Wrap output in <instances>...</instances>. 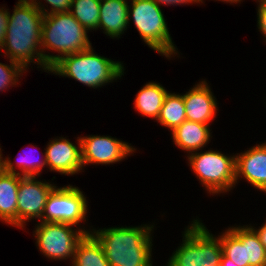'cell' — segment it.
I'll return each instance as SVG.
<instances>
[{"instance_id": "obj_28", "label": "cell", "mask_w": 266, "mask_h": 266, "mask_svg": "<svg viewBox=\"0 0 266 266\" xmlns=\"http://www.w3.org/2000/svg\"><path fill=\"white\" fill-rule=\"evenodd\" d=\"M157 5H159L161 8L168 7V6H188V5H197L201 6L200 0H153ZM164 6V7H163Z\"/></svg>"}, {"instance_id": "obj_33", "label": "cell", "mask_w": 266, "mask_h": 266, "mask_svg": "<svg viewBox=\"0 0 266 266\" xmlns=\"http://www.w3.org/2000/svg\"><path fill=\"white\" fill-rule=\"evenodd\" d=\"M264 97H265V98L263 99L262 102L265 104V105H264V108H266V101L264 102V100H266V96H264Z\"/></svg>"}, {"instance_id": "obj_4", "label": "cell", "mask_w": 266, "mask_h": 266, "mask_svg": "<svg viewBox=\"0 0 266 266\" xmlns=\"http://www.w3.org/2000/svg\"><path fill=\"white\" fill-rule=\"evenodd\" d=\"M90 34L70 12L44 16L41 51L45 64L51 68L62 57L92 47Z\"/></svg>"}, {"instance_id": "obj_15", "label": "cell", "mask_w": 266, "mask_h": 266, "mask_svg": "<svg viewBox=\"0 0 266 266\" xmlns=\"http://www.w3.org/2000/svg\"><path fill=\"white\" fill-rule=\"evenodd\" d=\"M239 152V153H238ZM235 153L236 189L247 182L258 193L266 192V140ZM241 181V182H240ZM257 190V191H256Z\"/></svg>"}, {"instance_id": "obj_24", "label": "cell", "mask_w": 266, "mask_h": 266, "mask_svg": "<svg viewBox=\"0 0 266 266\" xmlns=\"http://www.w3.org/2000/svg\"><path fill=\"white\" fill-rule=\"evenodd\" d=\"M5 63L0 62V94L8 92L12 88H17L23 80L22 77H27L28 71L19 63L9 60L8 58ZM9 63V64H8ZM25 74V75H24ZM21 80V81H20ZM11 87V88H10ZM2 92V93H1Z\"/></svg>"}, {"instance_id": "obj_27", "label": "cell", "mask_w": 266, "mask_h": 266, "mask_svg": "<svg viewBox=\"0 0 266 266\" xmlns=\"http://www.w3.org/2000/svg\"><path fill=\"white\" fill-rule=\"evenodd\" d=\"M8 18H9L8 5L0 4V50L5 42L6 31L8 26Z\"/></svg>"}, {"instance_id": "obj_2", "label": "cell", "mask_w": 266, "mask_h": 266, "mask_svg": "<svg viewBox=\"0 0 266 266\" xmlns=\"http://www.w3.org/2000/svg\"><path fill=\"white\" fill-rule=\"evenodd\" d=\"M155 221L131 226H98L93 227L91 233L102 245L111 266H156L154 235L160 226H156Z\"/></svg>"}, {"instance_id": "obj_21", "label": "cell", "mask_w": 266, "mask_h": 266, "mask_svg": "<svg viewBox=\"0 0 266 266\" xmlns=\"http://www.w3.org/2000/svg\"><path fill=\"white\" fill-rule=\"evenodd\" d=\"M70 266H111L102 245L92 233H86L77 243Z\"/></svg>"}, {"instance_id": "obj_6", "label": "cell", "mask_w": 266, "mask_h": 266, "mask_svg": "<svg viewBox=\"0 0 266 266\" xmlns=\"http://www.w3.org/2000/svg\"><path fill=\"white\" fill-rule=\"evenodd\" d=\"M166 21L163 9L153 0H129L128 26L134 25L144 46L168 61L186 58L177 48Z\"/></svg>"}, {"instance_id": "obj_1", "label": "cell", "mask_w": 266, "mask_h": 266, "mask_svg": "<svg viewBox=\"0 0 266 266\" xmlns=\"http://www.w3.org/2000/svg\"><path fill=\"white\" fill-rule=\"evenodd\" d=\"M12 8L11 11L9 9L1 57L21 64L28 72L36 67L41 73H49L50 68L45 64L41 51L44 15L30 0H17Z\"/></svg>"}, {"instance_id": "obj_9", "label": "cell", "mask_w": 266, "mask_h": 266, "mask_svg": "<svg viewBox=\"0 0 266 266\" xmlns=\"http://www.w3.org/2000/svg\"><path fill=\"white\" fill-rule=\"evenodd\" d=\"M33 224L35 226H32L34 228L31 233L40 255L46 261H63L70 266L76 245L85 233L80 228L65 223L39 221Z\"/></svg>"}, {"instance_id": "obj_25", "label": "cell", "mask_w": 266, "mask_h": 266, "mask_svg": "<svg viewBox=\"0 0 266 266\" xmlns=\"http://www.w3.org/2000/svg\"><path fill=\"white\" fill-rule=\"evenodd\" d=\"M44 15L67 13L70 11L72 0H30Z\"/></svg>"}, {"instance_id": "obj_7", "label": "cell", "mask_w": 266, "mask_h": 266, "mask_svg": "<svg viewBox=\"0 0 266 266\" xmlns=\"http://www.w3.org/2000/svg\"><path fill=\"white\" fill-rule=\"evenodd\" d=\"M221 150L209 147L184 158L207 197L224 198L236 190L235 152L228 154Z\"/></svg>"}, {"instance_id": "obj_26", "label": "cell", "mask_w": 266, "mask_h": 266, "mask_svg": "<svg viewBox=\"0 0 266 266\" xmlns=\"http://www.w3.org/2000/svg\"><path fill=\"white\" fill-rule=\"evenodd\" d=\"M256 22H257V32H260V38L262 39V43L266 45V4L256 0Z\"/></svg>"}, {"instance_id": "obj_23", "label": "cell", "mask_w": 266, "mask_h": 266, "mask_svg": "<svg viewBox=\"0 0 266 266\" xmlns=\"http://www.w3.org/2000/svg\"><path fill=\"white\" fill-rule=\"evenodd\" d=\"M101 0H72L70 13L94 36L98 31Z\"/></svg>"}, {"instance_id": "obj_29", "label": "cell", "mask_w": 266, "mask_h": 266, "mask_svg": "<svg viewBox=\"0 0 266 266\" xmlns=\"http://www.w3.org/2000/svg\"><path fill=\"white\" fill-rule=\"evenodd\" d=\"M262 224L259 223L260 226L256 223H249L248 225L256 232V234L259 237V240L261 244L264 246L265 251H266V223L261 222ZM256 224V225H255Z\"/></svg>"}, {"instance_id": "obj_10", "label": "cell", "mask_w": 266, "mask_h": 266, "mask_svg": "<svg viewBox=\"0 0 266 266\" xmlns=\"http://www.w3.org/2000/svg\"><path fill=\"white\" fill-rule=\"evenodd\" d=\"M246 223V224H245ZM223 254L240 266H266V251L256 232L244 224H229L220 232Z\"/></svg>"}, {"instance_id": "obj_19", "label": "cell", "mask_w": 266, "mask_h": 266, "mask_svg": "<svg viewBox=\"0 0 266 266\" xmlns=\"http://www.w3.org/2000/svg\"><path fill=\"white\" fill-rule=\"evenodd\" d=\"M21 175L0 173V222L17 229L18 187Z\"/></svg>"}, {"instance_id": "obj_32", "label": "cell", "mask_w": 266, "mask_h": 266, "mask_svg": "<svg viewBox=\"0 0 266 266\" xmlns=\"http://www.w3.org/2000/svg\"><path fill=\"white\" fill-rule=\"evenodd\" d=\"M4 149H2V146L0 144V173L4 171V160H5V154H3Z\"/></svg>"}, {"instance_id": "obj_31", "label": "cell", "mask_w": 266, "mask_h": 266, "mask_svg": "<svg viewBox=\"0 0 266 266\" xmlns=\"http://www.w3.org/2000/svg\"><path fill=\"white\" fill-rule=\"evenodd\" d=\"M221 266H240V265L235 264L232 260H230L223 254L221 258Z\"/></svg>"}, {"instance_id": "obj_5", "label": "cell", "mask_w": 266, "mask_h": 266, "mask_svg": "<svg viewBox=\"0 0 266 266\" xmlns=\"http://www.w3.org/2000/svg\"><path fill=\"white\" fill-rule=\"evenodd\" d=\"M191 217L181 231L177 248L169 253L163 266H221L220 231L214 234L197 214Z\"/></svg>"}, {"instance_id": "obj_34", "label": "cell", "mask_w": 266, "mask_h": 266, "mask_svg": "<svg viewBox=\"0 0 266 266\" xmlns=\"http://www.w3.org/2000/svg\"><path fill=\"white\" fill-rule=\"evenodd\" d=\"M263 195H266V192H265ZM265 214H266V213H265ZM263 218H265V219L263 220V222L266 223V216H263Z\"/></svg>"}, {"instance_id": "obj_22", "label": "cell", "mask_w": 266, "mask_h": 266, "mask_svg": "<svg viewBox=\"0 0 266 266\" xmlns=\"http://www.w3.org/2000/svg\"><path fill=\"white\" fill-rule=\"evenodd\" d=\"M186 120L183 95L179 92L169 91L165 96L160 114L155 121L157 126H162L168 132L173 131Z\"/></svg>"}, {"instance_id": "obj_12", "label": "cell", "mask_w": 266, "mask_h": 266, "mask_svg": "<svg viewBox=\"0 0 266 266\" xmlns=\"http://www.w3.org/2000/svg\"><path fill=\"white\" fill-rule=\"evenodd\" d=\"M43 176H21L18 187L17 230L29 233L28 224L41 221L46 200L51 191L58 185L53 176L51 180ZM27 225V226H26ZM26 228L28 231H26Z\"/></svg>"}, {"instance_id": "obj_35", "label": "cell", "mask_w": 266, "mask_h": 266, "mask_svg": "<svg viewBox=\"0 0 266 266\" xmlns=\"http://www.w3.org/2000/svg\"><path fill=\"white\" fill-rule=\"evenodd\" d=\"M260 2L266 4V0H259Z\"/></svg>"}, {"instance_id": "obj_14", "label": "cell", "mask_w": 266, "mask_h": 266, "mask_svg": "<svg viewBox=\"0 0 266 266\" xmlns=\"http://www.w3.org/2000/svg\"><path fill=\"white\" fill-rule=\"evenodd\" d=\"M189 88L188 91H184L185 93H181L185 105L186 120L216 125L220 102L214 95L209 80L201 78Z\"/></svg>"}, {"instance_id": "obj_18", "label": "cell", "mask_w": 266, "mask_h": 266, "mask_svg": "<svg viewBox=\"0 0 266 266\" xmlns=\"http://www.w3.org/2000/svg\"><path fill=\"white\" fill-rule=\"evenodd\" d=\"M161 83L156 80H148L140 87L133 100L132 107L138 116L149 118L154 123L160 114L165 96L169 92Z\"/></svg>"}, {"instance_id": "obj_30", "label": "cell", "mask_w": 266, "mask_h": 266, "mask_svg": "<svg viewBox=\"0 0 266 266\" xmlns=\"http://www.w3.org/2000/svg\"><path fill=\"white\" fill-rule=\"evenodd\" d=\"M208 1H214V2H221L223 4L228 5H234V6H240L245 0H208ZM206 0H200L201 5H205ZM236 4V5H235Z\"/></svg>"}, {"instance_id": "obj_17", "label": "cell", "mask_w": 266, "mask_h": 266, "mask_svg": "<svg viewBox=\"0 0 266 266\" xmlns=\"http://www.w3.org/2000/svg\"><path fill=\"white\" fill-rule=\"evenodd\" d=\"M128 11L129 0H101L98 31L119 41L129 30Z\"/></svg>"}, {"instance_id": "obj_20", "label": "cell", "mask_w": 266, "mask_h": 266, "mask_svg": "<svg viewBox=\"0 0 266 266\" xmlns=\"http://www.w3.org/2000/svg\"><path fill=\"white\" fill-rule=\"evenodd\" d=\"M33 143H29L24 150V146L22 149L21 155L18 153L17 157L13 160L10 154L5 156L4 160V171L8 173H14L21 176H42L43 172L47 173V165H46V157H45V148L42 150L43 152H39L40 156L36 153V150L39 148L38 145H32ZM30 147V148H29ZM36 149V150H35ZM32 152H35L34 155ZM42 154V155H41ZM10 156V157H9ZM15 161V162H14Z\"/></svg>"}, {"instance_id": "obj_3", "label": "cell", "mask_w": 266, "mask_h": 266, "mask_svg": "<svg viewBox=\"0 0 266 266\" xmlns=\"http://www.w3.org/2000/svg\"><path fill=\"white\" fill-rule=\"evenodd\" d=\"M123 62L105 57L92 46L87 50L62 57L50 68L48 74L68 78L89 89L99 91L106 85L123 80L126 74V64Z\"/></svg>"}, {"instance_id": "obj_11", "label": "cell", "mask_w": 266, "mask_h": 266, "mask_svg": "<svg viewBox=\"0 0 266 266\" xmlns=\"http://www.w3.org/2000/svg\"><path fill=\"white\" fill-rule=\"evenodd\" d=\"M79 136L84 172L87 166L95 165V168L99 165L112 166L128 160V157L135 156L134 153H140V148H136L129 141L126 142L122 138L112 137L109 134L86 135L83 133Z\"/></svg>"}, {"instance_id": "obj_13", "label": "cell", "mask_w": 266, "mask_h": 266, "mask_svg": "<svg viewBox=\"0 0 266 266\" xmlns=\"http://www.w3.org/2000/svg\"><path fill=\"white\" fill-rule=\"evenodd\" d=\"M74 138L75 141H71L67 135L49 138L44 146L47 173L53 172L67 177L83 175L81 140L79 135Z\"/></svg>"}, {"instance_id": "obj_8", "label": "cell", "mask_w": 266, "mask_h": 266, "mask_svg": "<svg viewBox=\"0 0 266 266\" xmlns=\"http://www.w3.org/2000/svg\"><path fill=\"white\" fill-rule=\"evenodd\" d=\"M88 198L76 185H57L47 197L41 221L70 224L85 234L91 233L93 226L92 222L89 223L91 205Z\"/></svg>"}, {"instance_id": "obj_16", "label": "cell", "mask_w": 266, "mask_h": 266, "mask_svg": "<svg viewBox=\"0 0 266 266\" xmlns=\"http://www.w3.org/2000/svg\"><path fill=\"white\" fill-rule=\"evenodd\" d=\"M169 136H171L170 139H172L174 147L185 153L183 159L191 153L208 149L211 142L213 145L214 138L211 125L189 120L181 123L170 132Z\"/></svg>"}]
</instances>
